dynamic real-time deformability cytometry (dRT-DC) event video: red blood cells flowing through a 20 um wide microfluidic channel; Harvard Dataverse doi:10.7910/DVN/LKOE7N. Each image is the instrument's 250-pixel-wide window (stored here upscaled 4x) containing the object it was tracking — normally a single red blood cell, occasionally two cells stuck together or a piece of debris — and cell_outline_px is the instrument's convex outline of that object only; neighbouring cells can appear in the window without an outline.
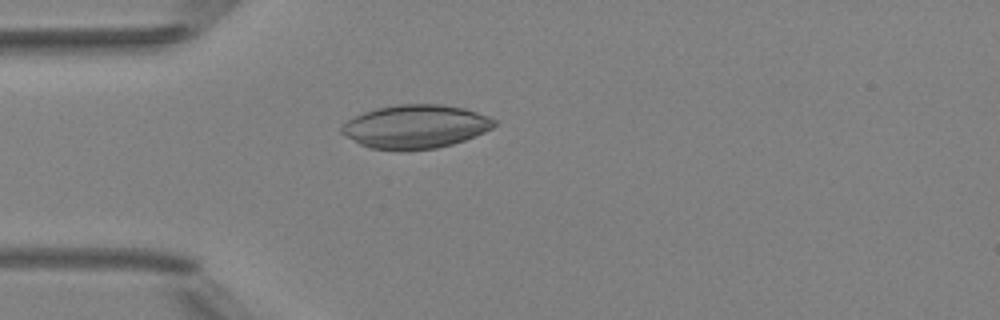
{"species": "Egyptian fruit bat (a non-hibernating species)", "species_latin": "Rousettus aegyptiacus", "temperature_condition": "room temperature", "stored_images_in_passage": 2, "camera_frame_rate_fps": 3000, "um_per_image_px": 0.085, "animal": {"sex": "female"}, "frame": {"image": 1, "passage_image": 2, "time_ms": 1.0, "image_size_px": [1000, 320], "cell_outline_px": [[496, 124], [492, 128], [476, 136], [452, 144], [436, 148], [408, 152], [400, 152], [368, 148], [360, 144], [340, 132], [340, 128], [348, 120], [364, 112], [376, 108], [396, 104], [440, 104], [464, 108], [488, 116], [496, 120]], "centroid_in_image_um": [35.31, 10.78], "position_along_channel_um": 49.7, "area_um2": 39.13}}